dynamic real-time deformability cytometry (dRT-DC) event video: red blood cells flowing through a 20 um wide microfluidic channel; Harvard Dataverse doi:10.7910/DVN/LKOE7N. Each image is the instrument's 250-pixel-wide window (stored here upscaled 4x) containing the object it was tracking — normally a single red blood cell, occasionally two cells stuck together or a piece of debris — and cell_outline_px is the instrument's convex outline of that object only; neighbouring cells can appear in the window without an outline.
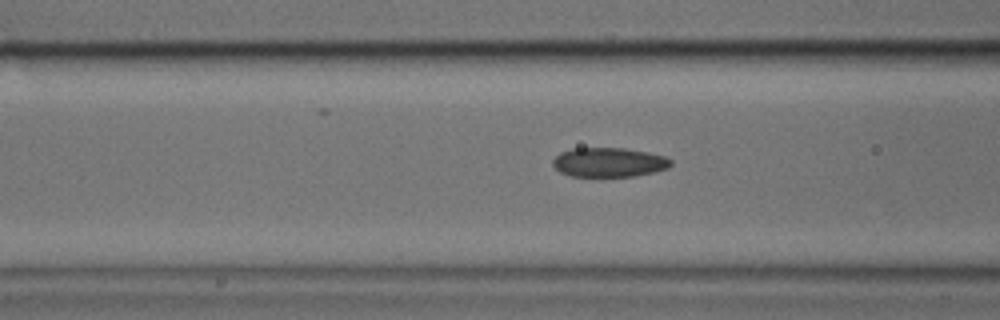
{"species": "common noctule bat (a hibernating species)", "species_latin": "Nyctalus noctula", "temperature_condition": "cold", "stored_images_in_passage": 7, "camera_frame_rate_fps": 3000, "um_per_image_px": 0.085, "animal": {"sex": "male", "body_mass_g": 17.9, "forearm_length_mm": 54.2}, "frame": {"image": 1, "passage_image": 5, "time_ms": 1.333, "image_size_px": [1000, 320], "cell_outline_px": [[672, 164], [668, 168], [652, 172], [632, 176], [572, 176], [560, 172], [552, 164], [552, 160], [560, 152], [572, 148], [624, 148], [648, 152], [664, 156], [672, 160]], "centroid_in_image_um": [51.75, 13.78], "position_along_channel_um": 114.9, "area_um2": 20.11}}